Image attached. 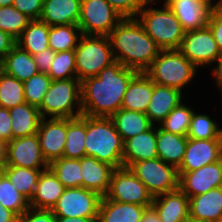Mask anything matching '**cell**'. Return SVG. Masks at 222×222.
I'll list each match as a JSON object with an SVG mask.
<instances>
[{"instance_id": "6da1fadb", "label": "cell", "mask_w": 222, "mask_h": 222, "mask_svg": "<svg viewBox=\"0 0 222 222\" xmlns=\"http://www.w3.org/2000/svg\"><path fill=\"white\" fill-rule=\"evenodd\" d=\"M138 71L115 61L97 76L81 81L82 114L90 117H111L122 104L131 79Z\"/></svg>"}, {"instance_id": "7a4b0ae2", "label": "cell", "mask_w": 222, "mask_h": 222, "mask_svg": "<svg viewBox=\"0 0 222 222\" xmlns=\"http://www.w3.org/2000/svg\"><path fill=\"white\" fill-rule=\"evenodd\" d=\"M115 61L145 72L160 52L137 18H123L108 35Z\"/></svg>"}, {"instance_id": "3957f363", "label": "cell", "mask_w": 222, "mask_h": 222, "mask_svg": "<svg viewBox=\"0 0 222 222\" xmlns=\"http://www.w3.org/2000/svg\"><path fill=\"white\" fill-rule=\"evenodd\" d=\"M123 140L110 117L86 116V156L112 166L123 167Z\"/></svg>"}, {"instance_id": "277c9868", "label": "cell", "mask_w": 222, "mask_h": 222, "mask_svg": "<svg viewBox=\"0 0 222 222\" xmlns=\"http://www.w3.org/2000/svg\"><path fill=\"white\" fill-rule=\"evenodd\" d=\"M155 1L148 0L136 18L161 50L179 49L185 31L178 18L165 3L162 9L149 7Z\"/></svg>"}, {"instance_id": "5b68a950", "label": "cell", "mask_w": 222, "mask_h": 222, "mask_svg": "<svg viewBox=\"0 0 222 222\" xmlns=\"http://www.w3.org/2000/svg\"><path fill=\"white\" fill-rule=\"evenodd\" d=\"M196 68L178 49H169L160 50L145 73L155 84L182 92L184 86L193 80Z\"/></svg>"}, {"instance_id": "8992f818", "label": "cell", "mask_w": 222, "mask_h": 222, "mask_svg": "<svg viewBox=\"0 0 222 222\" xmlns=\"http://www.w3.org/2000/svg\"><path fill=\"white\" fill-rule=\"evenodd\" d=\"M74 107H76V111ZM39 111L42 118L47 116L49 118H76L81 116V81L77 78L52 80Z\"/></svg>"}, {"instance_id": "52a82bcc", "label": "cell", "mask_w": 222, "mask_h": 222, "mask_svg": "<svg viewBox=\"0 0 222 222\" xmlns=\"http://www.w3.org/2000/svg\"><path fill=\"white\" fill-rule=\"evenodd\" d=\"M74 51L76 74L80 81L97 76L102 69L115 62L108 36L82 34Z\"/></svg>"}, {"instance_id": "ba28073f", "label": "cell", "mask_w": 222, "mask_h": 222, "mask_svg": "<svg viewBox=\"0 0 222 222\" xmlns=\"http://www.w3.org/2000/svg\"><path fill=\"white\" fill-rule=\"evenodd\" d=\"M129 169L145 184L153 198L179 189L178 169L160 158L137 161Z\"/></svg>"}, {"instance_id": "9c48e42d", "label": "cell", "mask_w": 222, "mask_h": 222, "mask_svg": "<svg viewBox=\"0 0 222 222\" xmlns=\"http://www.w3.org/2000/svg\"><path fill=\"white\" fill-rule=\"evenodd\" d=\"M122 19L106 0H81L78 26L82 34L108 36Z\"/></svg>"}, {"instance_id": "30bf717a", "label": "cell", "mask_w": 222, "mask_h": 222, "mask_svg": "<svg viewBox=\"0 0 222 222\" xmlns=\"http://www.w3.org/2000/svg\"><path fill=\"white\" fill-rule=\"evenodd\" d=\"M102 196L84 187L65 188L52 211L56 217L98 218Z\"/></svg>"}, {"instance_id": "8fae6325", "label": "cell", "mask_w": 222, "mask_h": 222, "mask_svg": "<svg viewBox=\"0 0 222 222\" xmlns=\"http://www.w3.org/2000/svg\"><path fill=\"white\" fill-rule=\"evenodd\" d=\"M108 199L123 203L151 206L153 197L145 184L129 168L114 169L110 187L105 195Z\"/></svg>"}, {"instance_id": "7c38bea8", "label": "cell", "mask_w": 222, "mask_h": 222, "mask_svg": "<svg viewBox=\"0 0 222 222\" xmlns=\"http://www.w3.org/2000/svg\"><path fill=\"white\" fill-rule=\"evenodd\" d=\"M193 65L198 67L212 65L220 49L210 27L187 31L178 49Z\"/></svg>"}, {"instance_id": "4fadbf2b", "label": "cell", "mask_w": 222, "mask_h": 222, "mask_svg": "<svg viewBox=\"0 0 222 222\" xmlns=\"http://www.w3.org/2000/svg\"><path fill=\"white\" fill-rule=\"evenodd\" d=\"M4 166L45 170L49 164L43 157L37 134L13 138L7 142Z\"/></svg>"}, {"instance_id": "5bb4252c", "label": "cell", "mask_w": 222, "mask_h": 222, "mask_svg": "<svg viewBox=\"0 0 222 222\" xmlns=\"http://www.w3.org/2000/svg\"><path fill=\"white\" fill-rule=\"evenodd\" d=\"M179 189L188 198L222 187V158L190 172H178Z\"/></svg>"}, {"instance_id": "9a60e30c", "label": "cell", "mask_w": 222, "mask_h": 222, "mask_svg": "<svg viewBox=\"0 0 222 222\" xmlns=\"http://www.w3.org/2000/svg\"><path fill=\"white\" fill-rule=\"evenodd\" d=\"M222 158V139H191L185 149V154L178 172H190L217 162Z\"/></svg>"}, {"instance_id": "2e32d148", "label": "cell", "mask_w": 222, "mask_h": 222, "mask_svg": "<svg viewBox=\"0 0 222 222\" xmlns=\"http://www.w3.org/2000/svg\"><path fill=\"white\" fill-rule=\"evenodd\" d=\"M42 118L37 136L48 164L63 157L66 143V118Z\"/></svg>"}, {"instance_id": "e0dca14e", "label": "cell", "mask_w": 222, "mask_h": 222, "mask_svg": "<svg viewBox=\"0 0 222 222\" xmlns=\"http://www.w3.org/2000/svg\"><path fill=\"white\" fill-rule=\"evenodd\" d=\"M181 23L185 32L201 29L208 25L213 4L194 0H163Z\"/></svg>"}, {"instance_id": "ac0fdd59", "label": "cell", "mask_w": 222, "mask_h": 222, "mask_svg": "<svg viewBox=\"0 0 222 222\" xmlns=\"http://www.w3.org/2000/svg\"><path fill=\"white\" fill-rule=\"evenodd\" d=\"M157 126L131 137L123 143V167L129 168L133 163L158 158Z\"/></svg>"}, {"instance_id": "d6986e66", "label": "cell", "mask_w": 222, "mask_h": 222, "mask_svg": "<svg viewBox=\"0 0 222 222\" xmlns=\"http://www.w3.org/2000/svg\"><path fill=\"white\" fill-rule=\"evenodd\" d=\"M151 206L161 222H185L189 218V198L180 189L154 197Z\"/></svg>"}, {"instance_id": "ffe728a7", "label": "cell", "mask_w": 222, "mask_h": 222, "mask_svg": "<svg viewBox=\"0 0 222 222\" xmlns=\"http://www.w3.org/2000/svg\"><path fill=\"white\" fill-rule=\"evenodd\" d=\"M182 92L176 88L155 84L146 114L153 125L161 123L183 101Z\"/></svg>"}, {"instance_id": "44dd1931", "label": "cell", "mask_w": 222, "mask_h": 222, "mask_svg": "<svg viewBox=\"0 0 222 222\" xmlns=\"http://www.w3.org/2000/svg\"><path fill=\"white\" fill-rule=\"evenodd\" d=\"M81 0H44L41 21L49 26L78 25Z\"/></svg>"}, {"instance_id": "7402d4cb", "label": "cell", "mask_w": 222, "mask_h": 222, "mask_svg": "<svg viewBox=\"0 0 222 222\" xmlns=\"http://www.w3.org/2000/svg\"><path fill=\"white\" fill-rule=\"evenodd\" d=\"M189 217L207 222H222V187L189 198Z\"/></svg>"}, {"instance_id": "603a6c76", "label": "cell", "mask_w": 222, "mask_h": 222, "mask_svg": "<svg viewBox=\"0 0 222 222\" xmlns=\"http://www.w3.org/2000/svg\"><path fill=\"white\" fill-rule=\"evenodd\" d=\"M80 164L83 187L99 193L102 197L105 196L110 187V178L114 168L91 156H83Z\"/></svg>"}, {"instance_id": "cb8c5ba5", "label": "cell", "mask_w": 222, "mask_h": 222, "mask_svg": "<svg viewBox=\"0 0 222 222\" xmlns=\"http://www.w3.org/2000/svg\"><path fill=\"white\" fill-rule=\"evenodd\" d=\"M65 187L50 168L41 172L34 196L29 205L34 209L52 210Z\"/></svg>"}, {"instance_id": "d4e9b609", "label": "cell", "mask_w": 222, "mask_h": 222, "mask_svg": "<svg viewBox=\"0 0 222 222\" xmlns=\"http://www.w3.org/2000/svg\"><path fill=\"white\" fill-rule=\"evenodd\" d=\"M153 93V81L145 72H138L130 81L121 108L146 113Z\"/></svg>"}, {"instance_id": "484cf974", "label": "cell", "mask_w": 222, "mask_h": 222, "mask_svg": "<svg viewBox=\"0 0 222 222\" xmlns=\"http://www.w3.org/2000/svg\"><path fill=\"white\" fill-rule=\"evenodd\" d=\"M147 207L150 206L117 202L103 196L97 222H140Z\"/></svg>"}, {"instance_id": "4316f807", "label": "cell", "mask_w": 222, "mask_h": 222, "mask_svg": "<svg viewBox=\"0 0 222 222\" xmlns=\"http://www.w3.org/2000/svg\"><path fill=\"white\" fill-rule=\"evenodd\" d=\"M0 70L22 82L39 72L33 55L18 45H15L0 62Z\"/></svg>"}, {"instance_id": "83f0119b", "label": "cell", "mask_w": 222, "mask_h": 222, "mask_svg": "<svg viewBox=\"0 0 222 222\" xmlns=\"http://www.w3.org/2000/svg\"><path fill=\"white\" fill-rule=\"evenodd\" d=\"M12 139L37 134L42 116L39 108L23 103L9 109Z\"/></svg>"}, {"instance_id": "f1b7e54d", "label": "cell", "mask_w": 222, "mask_h": 222, "mask_svg": "<svg viewBox=\"0 0 222 222\" xmlns=\"http://www.w3.org/2000/svg\"><path fill=\"white\" fill-rule=\"evenodd\" d=\"M187 136L168 133L157 126V155L162 161L178 168L183 160Z\"/></svg>"}, {"instance_id": "f546056e", "label": "cell", "mask_w": 222, "mask_h": 222, "mask_svg": "<svg viewBox=\"0 0 222 222\" xmlns=\"http://www.w3.org/2000/svg\"><path fill=\"white\" fill-rule=\"evenodd\" d=\"M123 142L149 130L153 124L146 113L120 108L110 117Z\"/></svg>"}, {"instance_id": "4dcf8cb0", "label": "cell", "mask_w": 222, "mask_h": 222, "mask_svg": "<svg viewBox=\"0 0 222 222\" xmlns=\"http://www.w3.org/2000/svg\"><path fill=\"white\" fill-rule=\"evenodd\" d=\"M66 143L63 157L81 159L86 156V115L76 118H66Z\"/></svg>"}, {"instance_id": "1f68e13d", "label": "cell", "mask_w": 222, "mask_h": 222, "mask_svg": "<svg viewBox=\"0 0 222 222\" xmlns=\"http://www.w3.org/2000/svg\"><path fill=\"white\" fill-rule=\"evenodd\" d=\"M50 26L41 20H31L19 38L16 45L29 52L36 54L49 48L48 35Z\"/></svg>"}, {"instance_id": "d6a6232c", "label": "cell", "mask_w": 222, "mask_h": 222, "mask_svg": "<svg viewBox=\"0 0 222 222\" xmlns=\"http://www.w3.org/2000/svg\"><path fill=\"white\" fill-rule=\"evenodd\" d=\"M43 170L16 166H3V173L13 186L30 202Z\"/></svg>"}, {"instance_id": "836d02e7", "label": "cell", "mask_w": 222, "mask_h": 222, "mask_svg": "<svg viewBox=\"0 0 222 222\" xmlns=\"http://www.w3.org/2000/svg\"><path fill=\"white\" fill-rule=\"evenodd\" d=\"M82 36L78 25H56L50 26L48 43L54 52L75 50Z\"/></svg>"}, {"instance_id": "e575fe53", "label": "cell", "mask_w": 222, "mask_h": 222, "mask_svg": "<svg viewBox=\"0 0 222 222\" xmlns=\"http://www.w3.org/2000/svg\"><path fill=\"white\" fill-rule=\"evenodd\" d=\"M49 168L65 188L83 187L80 159L62 157L50 163Z\"/></svg>"}, {"instance_id": "d590c367", "label": "cell", "mask_w": 222, "mask_h": 222, "mask_svg": "<svg viewBox=\"0 0 222 222\" xmlns=\"http://www.w3.org/2000/svg\"><path fill=\"white\" fill-rule=\"evenodd\" d=\"M23 103V82L0 70V107L10 109Z\"/></svg>"}, {"instance_id": "8d00e7d4", "label": "cell", "mask_w": 222, "mask_h": 222, "mask_svg": "<svg viewBox=\"0 0 222 222\" xmlns=\"http://www.w3.org/2000/svg\"><path fill=\"white\" fill-rule=\"evenodd\" d=\"M193 112V109L182 101L158 126L165 132L187 136Z\"/></svg>"}, {"instance_id": "74e56055", "label": "cell", "mask_w": 222, "mask_h": 222, "mask_svg": "<svg viewBox=\"0 0 222 222\" xmlns=\"http://www.w3.org/2000/svg\"><path fill=\"white\" fill-rule=\"evenodd\" d=\"M0 204L18 217L30 208L29 201L13 186L4 173L0 175Z\"/></svg>"}, {"instance_id": "f35d334b", "label": "cell", "mask_w": 222, "mask_h": 222, "mask_svg": "<svg viewBox=\"0 0 222 222\" xmlns=\"http://www.w3.org/2000/svg\"><path fill=\"white\" fill-rule=\"evenodd\" d=\"M206 114H197L194 110L187 138L191 139H222V128Z\"/></svg>"}, {"instance_id": "ab89813d", "label": "cell", "mask_w": 222, "mask_h": 222, "mask_svg": "<svg viewBox=\"0 0 222 222\" xmlns=\"http://www.w3.org/2000/svg\"><path fill=\"white\" fill-rule=\"evenodd\" d=\"M30 21L29 17L13 5L0 7V30L8 33L15 40L19 38Z\"/></svg>"}, {"instance_id": "60d3db41", "label": "cell", "mask_w": 222, "mask_h": 222, "mask_svg": "<svg viewBox=\"0 0 222 222\" xmlns=\"http://www.w3.org/2000/svg\"><path fill=\"white\" fill-rule=\"evenodd\" d=\"M51 82V77L44 72H38L24 81L25 102L39 108L43 103L44 96L49 90Z\"/></svg>"}, {"instance_id": "b9f144b4", "label": "cell", "mask_w": 222, "mask_h": 222, "mask_svg": "<svg viewBox=\"0 0 222 222\" xmlns=\"http://www.w3.org/2000/svg\"><path fill=\"white\" fill-rule=\"evenodd\" d=\"M47 74L52 80H66L77 78L75 51H59L55 53V58Z\"/></svg>"}, {"instance_id": "7bdbcfd3", "label": "cell", "mask_w": 222, "mask_h": 222, "mask_svg": "<svg viewBox=\"0 0 222 222\" xmlns=\"http://www.w3.org/2000/svg\"><path fill=\"white\" fill-rule=\"evenodd\" d=\"M123 18H136L148 0H106Z\"/></svg>"}, {"instance_id": "ee69618b", "label": "cell", "mask_w": 222, "mask_h": 222, "mask_svg": "<svg viewBox=\"0 0 222 222\" xmlns=\"http://www.w3.org/2000/svg\"><path fill=\"white\" fill-rule=\"evenodd\" d=\"M44 0H14L13 6L31 20H39Z\"/></svg>"}, {"instance_id": "f6af8a7d", "label": "cell", "mask_w": 222, "mask_h": 222, "mask_svg": "<svg viewBox=\"0 0 222 222\" xmlns=\"http://www.w3.org/2000/svg\"><path fill=\"white\" fill-rule=\"evenodd\" d=\"M208 26L213 33L219 49L222 50V5H215L211 9Z\"/></svg>"}, {"instance_id": "bcb514c9", "label": "cell", "mask_w": 222, "mask_h": 222, "mask_svg": "<svg viewBox=\"0 0 222 222\" xmlns=\"http://www.w3.org/2000/svg\"><path fill=\"white\" fill-rule=\"evenodd\" d=\"M18 222H56L52 210L29 208L20 217Z\"/></svg>"}, {"instance_id": "7dc6e473", "label": "cell", "mask_w": 222, "mask_h": 222, "mask_svg": "<svg viewBox=\"0 0 222 222\" xmlns=\"http://www.w3.org/2000/svg\"><path fill=\"white\" fill-rule=\"evenodd\" d=\"M55 53L52 49L47 48L36 54H33L34 61L39 72L47 73L55 58Z\"/></svg>"}, {"instance_id": "c3c4849f", "label": "cell", "mask_w": 222, "mask_h": 222, "mask_svg": "<svg viewBox=\"0 0 222 222\" xmlns=\"http://www.w3.org/2000/svg\"><path fill=\"white\" fill-rule=\"evenodd\" d=\"M0 139L6 143L12 140L11 117L9 109L0 107Z\"/></svg>"}, {"instance_id": "681fc988", "label": "cell", "mask_w": 222, "mask_h": 222, "mask_svg": "<svg viewBox=\"0 0 222 222\" xmlns=\"http://www.w3.org/2000/svg\"><path fill=\"white\" fill-rule=\"evenodd\" d=\"M16 45V40L8 33L0 30V62Z\"/></svg>"}, {"instance_id": "f907efd6", "label": "cell", "mask_w": 222, "mask_h": 222, "mask_svg": "<svg viewBox=\"0 0 222 222\" xmlns=\"http://www.w3.org/2000/svg\"><path fill=\"white\" fill-rule=\"evenodd\" d=\"M214 62H217V66L215 65V67L212 68V74L216 80L217 86L222 85V50H220Z\"/></svg>"}, {"instance_id": "816d5d0a", "label": "cell", "mask_w": 222, "mask_h": 222, "mask_svg": "<svg viewBox=\"0 0 222 222\" xmlns=\"http://www.w3.org/2000/svg\"><path fill=\"white\" fill-rule=\"evenodd\" d=\"M0 222H18V216L0 204Z\"/></svg>"}, {"instance_id": "f5cc1de1", "label": "cell", "mask_w": 222, "mask_h": 222, "mask_svg": "<svg viewBox=\"0 0 222 222\" xmlns=\"http://www.w3.org/2000/svg\"><path fill=\"white\" fill-rule=\"evenodd\" d=\"M140 222H161V221L159 219L158 213L155 211V209L152 206H150L146 208Z\"/></svg>"}, {"instance_id": "db71d44e", "label": "cell", "mask_w": 222, "mask_h": 222, "mask_svg": "<svg viewBox=\"0 0 222 222\" xmlns=\"http://www.w3.org/2000/svg\"><path fill=\"white\" fill-rule=\"evenodd\" d=\"M98 218H84V217H56V222H97Z\"/></svg>"}, {"instance_id": "11a10c76", "label": "cell", "mask_w": 222, "mask_h": 222, "mask_svg": "<svg viewBox=\"0 0 222 222\" xmlns=\"http://www.w3.org/2000/svg\"><path fill=\"white\" fill-rule=\"evenodd\" d=\"M6 145L7 143L0 139V164L3 166L5 165V158H6Z\"/></svg>"}, {"instance_id": "9f6ffc18", "label": "cell", "mask_w": 222, "mask_h": 222, "mask_svg": "<svg viewBox=\"0 0 222 222\" xmlns=\"http://www.w3.org/2000/svg\"><path fill=\"white\" fill-rule=\"evenodd\" d=\"M14 0H0V7L11 6Z\"/></svg>"}, {"instance_id": "6f0895ef", "label": "cell", "mask_w": 222, "mask_h": 222, "mask_svg": "<svg viewBox=\"0 0 222 222\" xmlns=\"http://www.w3.org/2000/svg\"><path fill=\"white\" fill-rule=\"evenodd\" d=\"M194 1L202 2V3H205V4H213L212 0H194Z\"/></svg>"}, {"instance_id": "680465c9", "label": "cell", "mask_w": 222, "mask_h": 222, "mask_svg": "<svg viewBox=\"0 0 222 222\" xmlns=\"http://www.w3.org/2000/svg\"><path fill=\"white\" fill-rule=\"evenodd\" d=\"M185 222H207V221L195 220V219L189 217Z\"/></svg>"}, {"instance_id": "91938a15", "label": "cell", "mask_w": 222, "mask_h": 222, "mask_svg": "<svg viewBox=\"0 0 222 222\" xmlns=\"http://www.w3.org/2000/svg\"><path fill=\"white\" fill-rule=\"evenodd\" d=\"M213 1V0H212ZM216 0L213 1V7L215 5H222V0H218L216 3H214Z\"/></svg>"}, {"instance_id": "94428289", "label": "cell", "mask_w": 222, "mask_h": 222, "mask_svg": "<svg viewBox=\"0 0 222 222\" xmlns=\"http://www.w3.org/2000/svg\"><path fill=\"white\" fill-rule=\"evenodd\" d=\"M3 173V165L0 164V175Z\"/></svg>"}, {"instance_id": "6125c7cd", "label": "cell", "mask_w": 222, "mask_h": 222, "mask_svg": "<svg viewBox=\"0 0 222 222\" xmlns=\"http://www.w3.org/2000/svg\"><path fill=\"white\" fill-rule=\"evenodd\" d=\"M217 87L221 88V92H222V85H218Z\"/></svg>"}]
</instances>
